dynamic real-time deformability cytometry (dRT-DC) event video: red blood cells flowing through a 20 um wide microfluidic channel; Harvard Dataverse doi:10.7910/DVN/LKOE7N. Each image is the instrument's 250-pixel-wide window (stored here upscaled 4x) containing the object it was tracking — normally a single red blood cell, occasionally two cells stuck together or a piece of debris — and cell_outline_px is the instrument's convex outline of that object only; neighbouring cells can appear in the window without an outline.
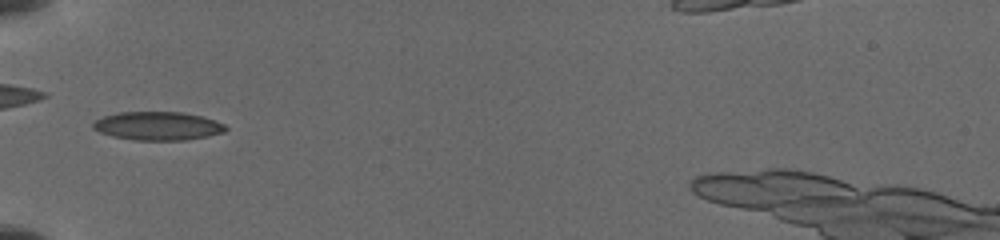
{"species": "common noctule bat (a hibernating species)", "species_latin": "Nyctalus noctula", "temperature_condition": "cold", "stored_images_in_passage": 6, "camera_frame_rate_fps": 3000, "um_per_image_px": 0.085, "animal": {"sex": "female", "body_mass_g": 19.5, "forearm_length_mm": 54.1}, "frame": {"image": 1, "passage_image": 1, "time_ms": 0.0, "image_size_px": [1000, 240], "cell_outline_px": [[228, 128], [224, 132], [208, 136], [184, 140], [136, 140], [112, 136], [100, 132], [92, 128], [92, 124], [96, 120], [104, 116], [120, 112], [184, 112], [204, 116], [216, 120], [224, 124]], "centroid_in_image_um": [13.45, 10.7], "position_along_channel_um": 71.6, "area_um2": 22.08}}
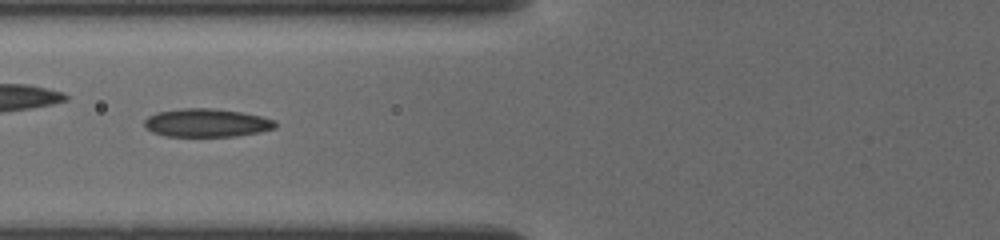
{"frame": {"image": 2, "passage_image": 5, "time_ms": 1.0, "image_size_px": [1000, 240], "cell_outline_px": [[276, 128], [260, 132], [236, 136], [164, 136], [152, 132], [144, 128], [144, 120], [148, 116], [156, 112], [184, 108], [208, 108], [240, 112], [260, 116], [276, 120]], "centroid_in_image_um": [17.54, 10.45], "position_along_channel_um": 108.3, "area_um2": 21.62}}